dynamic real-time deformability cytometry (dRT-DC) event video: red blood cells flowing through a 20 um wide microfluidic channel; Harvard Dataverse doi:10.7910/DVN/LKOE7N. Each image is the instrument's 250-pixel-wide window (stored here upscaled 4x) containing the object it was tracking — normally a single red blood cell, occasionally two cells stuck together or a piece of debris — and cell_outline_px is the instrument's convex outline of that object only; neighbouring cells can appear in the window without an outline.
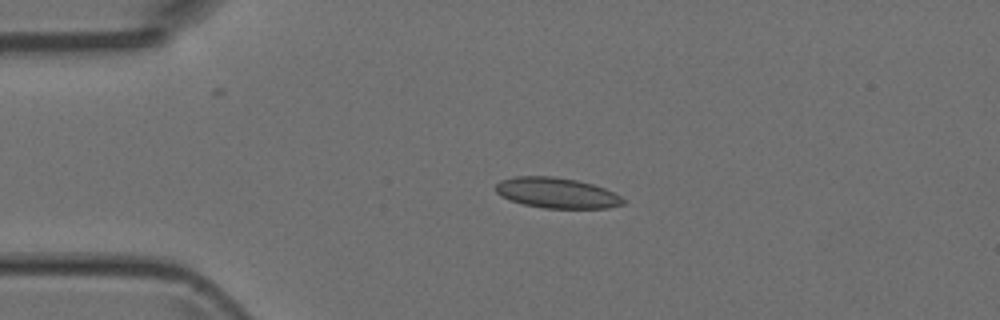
{"species": "Egyptian fruit bat (a non-hibernating species)", "species_latin": "Rousettus aegyptiacus", "temperature_condition": "room temperature", "stored_images_in_passage": 3, "camera_frame_rate_fps": 3000, "um_per_image_px": 0.085, "animal": {"sex": "female"}, "frame": {"image": 1, "passage_image": 2, "time_ms": 1.333, "image_size_px": [1000, 320], "cell_outline_px": [[628, 200], [624, 204], [608, 208], [544, 208], [524, 204], [500, 196], [496, 192], [496, 184], [500, 180], [512, 176], [552, 176], [576, 180], [592, 184], [604, 188]], "centroid_in_image_um": [47.33, 16.39], "position_along_channel_um": 37.7, "area_um2": 22.66}}